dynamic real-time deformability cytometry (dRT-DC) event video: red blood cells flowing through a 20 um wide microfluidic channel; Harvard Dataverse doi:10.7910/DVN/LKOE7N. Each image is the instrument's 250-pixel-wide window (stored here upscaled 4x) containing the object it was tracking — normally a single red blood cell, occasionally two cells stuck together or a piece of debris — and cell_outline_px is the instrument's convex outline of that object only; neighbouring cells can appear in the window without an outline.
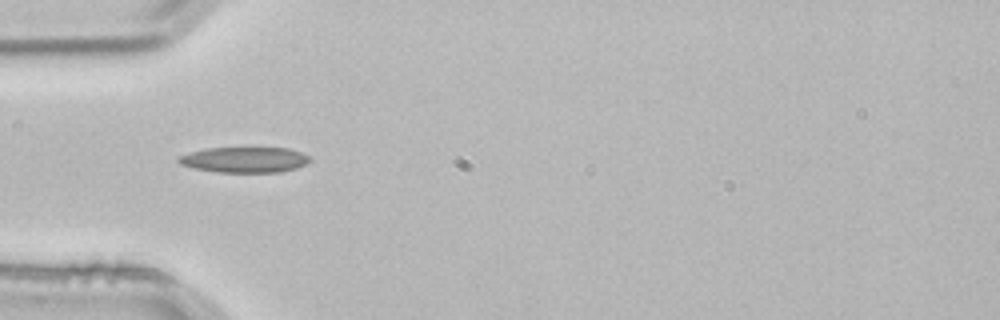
{"species": "common noctule bat (a hibernating species)", "species_latin": "Nyctalus noctula", "temperature_condition": "room temperature", "stored_images_in_passage": 3, "camera_frame_rate_fps": 3000, "um_per_image_px": 0.085, "animal": {"sex": "male", "body_mass_g": 21.5, "forearm_length_mm": 52.0}, "frame": {"image": 1, "passage_image": 3, "time_ms": 0.667, "image_size_px": [1000, 320], "cell_outline_px": [[312, 160], [308, 164], [296, 168], [280, 172], [216, 172], [196, 168], [180, 164], [176, 160], [176, 156], [188, 152], [208, 148], [288, 148], [300, 152], [308, 156]], "centroid_in_image_um": [20.77, 13.58], "position_along_channel_um": 64.2, "area_um2": 19.65}}